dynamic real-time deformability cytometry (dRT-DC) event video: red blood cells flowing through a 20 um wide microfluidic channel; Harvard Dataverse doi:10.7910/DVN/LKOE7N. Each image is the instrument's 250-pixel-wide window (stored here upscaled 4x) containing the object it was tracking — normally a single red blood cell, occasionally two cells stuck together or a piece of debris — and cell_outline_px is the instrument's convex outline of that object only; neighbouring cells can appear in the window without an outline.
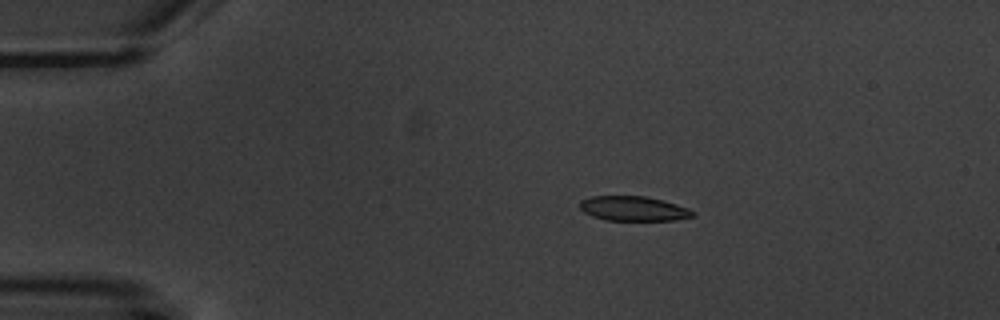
{"species": "common noctule bat (a hibernating species)", "species_latin": "Nyctalus noctula", "temperature_condition": "warm", "stored_images_in_passage": 2, "camera_frame_rate_fps": 3000, "um_per_image_px": 0.085, "animal": {"sex": "male", "body_mass_g": 20.1, "forearm_length_mm": 53.5}, "frame": {"image": 1, "passage_image": 1, "time_ms": 0.0, "image_size_px": [1000, 320], "cell_outline_px": [[696, 212], [692, 216], [676, 220], [608, 220], [592, 216], [584, 212], [580, 208], [580, 200], [592, 196], [644, 196], [664, 200], [688, 208]], "centroid_in_image_um": [53.84, 17.72], "position_along_channel_um": 31.2, "area_um2": 16.18}}